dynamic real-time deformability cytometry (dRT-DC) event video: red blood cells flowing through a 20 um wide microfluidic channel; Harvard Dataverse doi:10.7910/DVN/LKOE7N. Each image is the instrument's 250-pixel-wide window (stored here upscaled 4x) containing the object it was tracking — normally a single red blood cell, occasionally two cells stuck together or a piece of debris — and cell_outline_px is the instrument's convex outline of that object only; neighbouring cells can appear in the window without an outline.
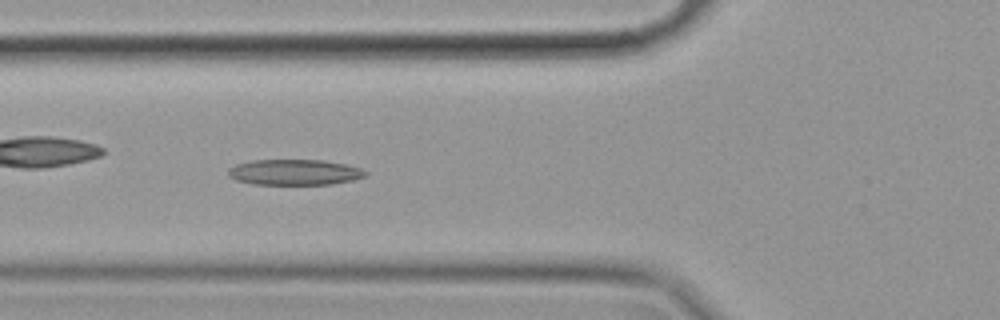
{"species": "common noctule bat (a hibernating species)", "species_latin": "Nyctalus noctula", "temperature_condition": "cold", "stored_images_in_passage": 56, "camera_frame_rate_fps": 3000, "um_per_image_px": 0.085, "animal": {"sex": "female", "body_mass_g": 19.9}, "frame": {"image": 1, "passage_image": 20, "time_ms": 6.333, "image_size_px": [1000, 320], "cell_outline_px": [[368, 176], [352, 180], [332, 184], [252, 184], [236, 180], [228, 176], [228, 168], [236, 164], [252, 160], [324, 160], [344, 164], [360, 168], [368, 172]], "centroid_in_image_um": [25.03, 14.64], "position_along_channel_um": 100.8, "area_um2": 20.58}}
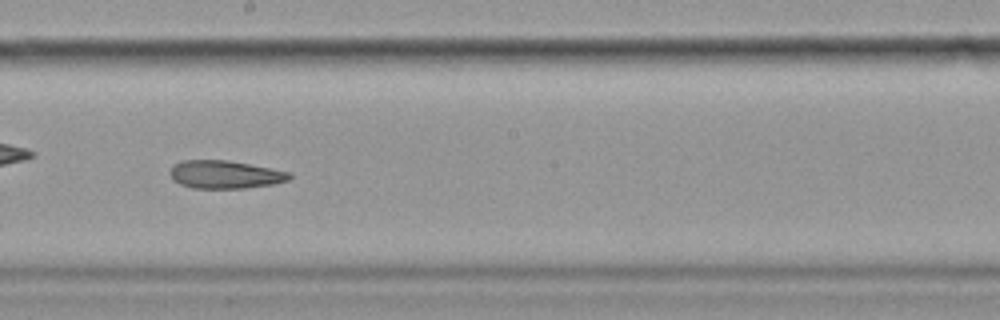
{"frame": {"image": 2, "passage_image": 31, "time_ms": 10.0, "image_size_px": [1000, 320], "cell_outline_px": [[292, 176], [288, 180], [272, 184], [244, 188], [192, 188], [180, 184], [172, 180], [168, 172], [172, 164], [180, 160], [228, 160], [292, 172]], "centroid_in_image_um": [19.07, 14.82], "position_along_channel_um": 229.1, "area_um2": 19.71}}
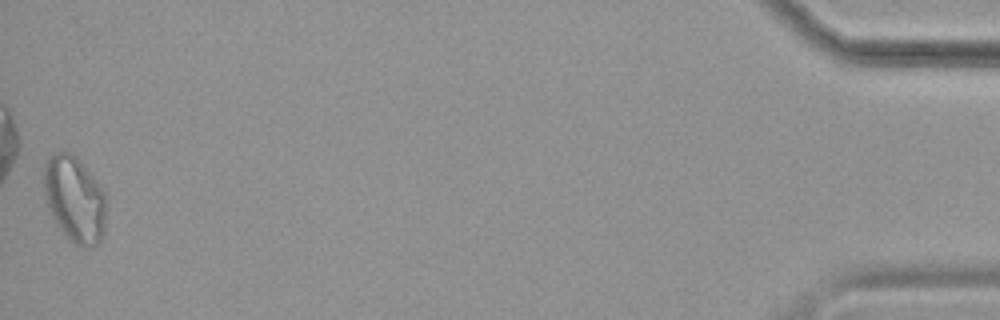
{"frame": {"image": 3, "passage_image": 56, "time_ms": 18.333, "image_size_px": [1000, 320], "cell_outline_px": [[104, 236], [92, 248], [80, 248], [64, 236], [56, 224], [52, 216], [44, 196], [44, 164], [56, 152], [68, 152], [76, 156], [96, 180], [104, 192]], "centroid_in_image_um": [6.33, 16.98], "position_along_channel_um": 428.9, "area_um2": 31.21}}